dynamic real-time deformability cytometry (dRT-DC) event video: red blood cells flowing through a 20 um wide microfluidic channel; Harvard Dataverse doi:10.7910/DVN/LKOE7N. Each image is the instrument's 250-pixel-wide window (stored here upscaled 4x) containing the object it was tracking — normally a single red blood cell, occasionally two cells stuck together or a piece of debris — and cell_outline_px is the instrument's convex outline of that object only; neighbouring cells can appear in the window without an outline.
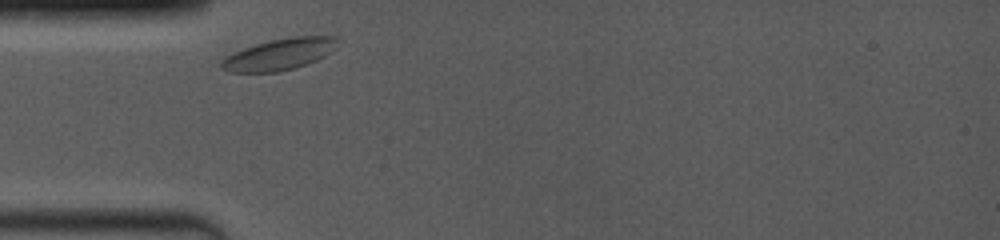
{"species": "common noctule bat (a hibernating species)", "species_latin": "Nyctalus noctula", "temperature_condition": "room temperature", "stored_images_in_passage": 2, "camera_frame_rate_fps": 4000, "um_per_image_px": 0.085, "animal": {"sex": "female", "body_mass_g": 19.0, "forearm_length_mm": 53.3}, "frame": {"image": 1, "passage_image": 1, "time_ms": 0.0, "image_size_px": [1000, 240], "cell_outline_px": [[340, 36], [336, 48], [324, 56], [316, 60], [292, 68], [276, 72], [232, 72], [220, 68], [220, 60], [244, 48], [256, 44], [272, 40], [292, 36]], "centroid_in_image_um": [23.78, 4.6], "position_along_channel_um": 61.2, "area_um2": 21.04}}